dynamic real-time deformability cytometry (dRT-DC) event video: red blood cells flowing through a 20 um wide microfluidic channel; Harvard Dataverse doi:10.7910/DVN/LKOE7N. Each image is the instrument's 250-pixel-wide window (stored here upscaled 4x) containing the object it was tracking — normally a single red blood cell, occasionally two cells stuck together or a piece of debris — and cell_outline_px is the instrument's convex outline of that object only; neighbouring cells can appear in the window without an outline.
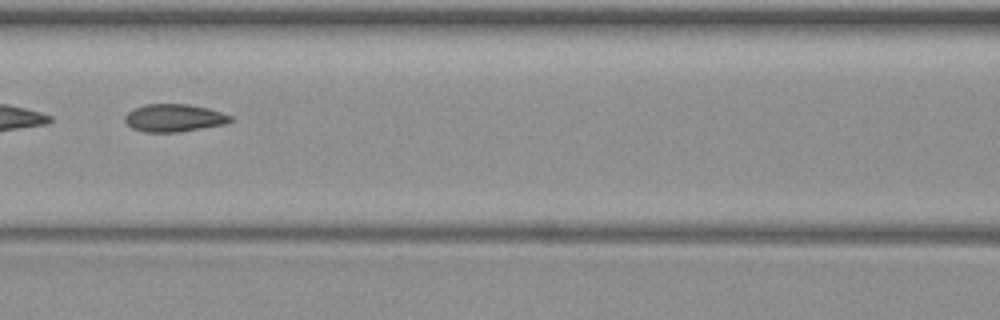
{"species": "common noctule bat (a hibernating species)", "species_latin": "Nyctalus noctula", "temperature_condition": "warm", "stored_images_in_passage": 8, "camera_frame_rate_fps": 3000, "um_per_image_px": 0.085, "animal": {"sex": "female", "body_mass_g": 19.3, "forearm_length_mm": 54.1}, "frame": {"image": 1, "passage_image": 4, "time_ms": 3.667, "image_size_px": [1000, 320], "cell_outline_px": [[232, 120], [224, 124], [180, 132], [144, 132], [132, 128], [124, 120], [124, 116], [128, 112], [144, 104], [188, 104], [208, 108], [232, 116]], "centroid_in_image_um": [14.78, 10.02], "position_along_channel_um": 151.8, "area_um2": 16.94}}
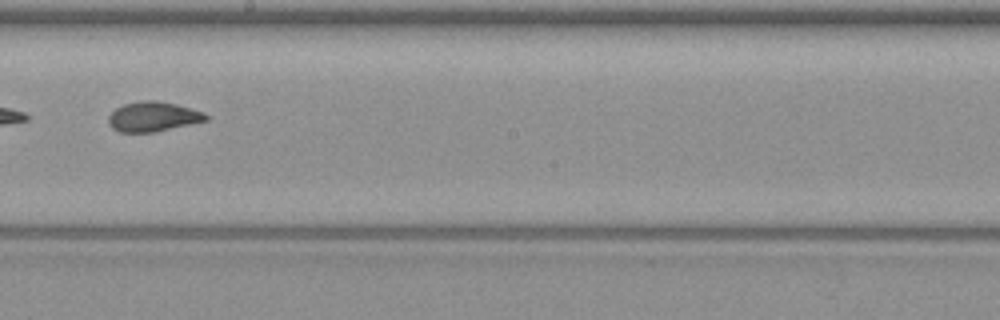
{"frame": {"image": 2, "passage_image": 6, "time_ms": 6.0, "image_size_px": [1000, 320], "cell_outline_px": [[208, 120], [152, 132], [120, 132], [112, 128], [108, 124], [108, 116], [116, 108], [124, 104], [140, 100], [156, 100], [176, 104], [204, 112], [208, 116]], "centroid_in_image_um": [12.98, 9.9], "position_along_channel_um": 235.2, "area_um2": 16.82}}
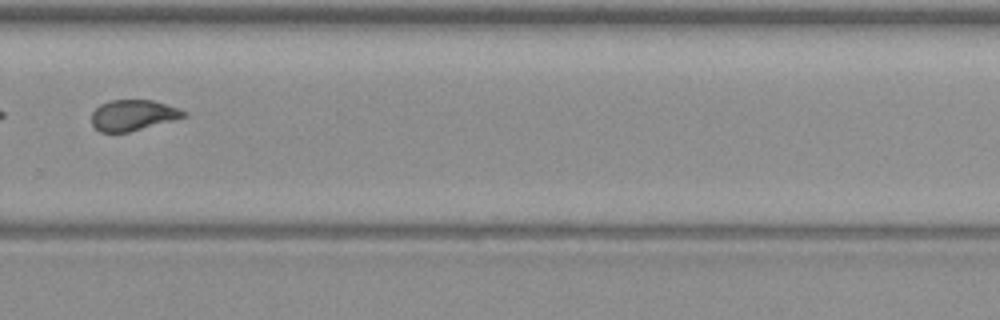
{"frame": {"image": 3, "passage_image": 8, "time_ms": 8.333, "image_size_px": [1000, 320], "cell_outline_px": [[188, 116], [128, 132], [100, 132], [92, 124], [92, 112], [100, 104], [112, 100], [152, 100], [180, 108], [188, 112]], "centroid_in_image_um": [11.33, 9.78], "position_along_channel_um": 318.5, "area_um2": 16.47}}